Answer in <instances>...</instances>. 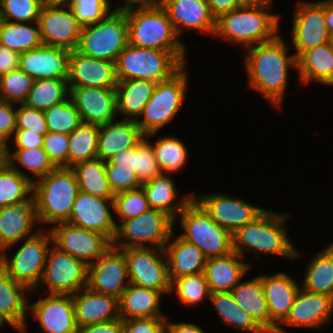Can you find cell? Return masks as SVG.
I'll return each instance as SVG.
<instances>
[{"label": "cell", "mask_w": 333, "mask_h": 333, "mask_svg": "<svg viewBox=\"0 0 333 333\" xmlns=\"http://www.w3.org/2000/svg\"><path fill=\"white\" fill-rule=\"evenodd\" d=\"M157 83L149 80H118L115 87L117 114L123 113L122 119L137 121L144 106L151 98Z\"/></svg>", "instance_id": "obj_36"}, {"label": "cell", "mask_w": 333, "mask_h": 333, "mask_svg": "<svg viewBox=\"0 0 333 333\" xmlns=\"http://www.w3.org/2000/svg\"><path fill=\"white\" fill-rule=\"evenodd\" d=\"M47 0H1L0 20L13 23L38 22L42 5Z\"/></svg>", "instance_id": "obj_50"}, {"label": "cell", "mask_w": 333, "mask_h": 333, "mask_svg": "<svg viewBox=\"0 0 333 333\" xmlns=\"http://www.w3.org/2000/svg\"><path fill=\"white\" fill-rule=\"evenodd\" d=\"M246 2H263V1H273V0H245Z\"/></svg>", "instance_id": "obj_69"}, {"label": "cell", "mask_w": 333, "mask_h": 333, "mask_svg": "<svg viewBox=\"0 0 333 333\" xmlns=\"http://www.w3.org/2000/svg\"><path fill=\"white\" fill-rule=\"evenodd\" d=\"M27 290L0 267V319L22 333H25L27 328L26 312L29 303L24 296Z\"/></svg>", "instance_id": "obj_31"}, {"label": "cell", "mask_w": 333, "mask_h": 333, "mask_svg": "<svg viewBox=\"0 0 333 333\" xmlns=\"http://www.w3.org/2000/svg\"><path fill=\"white\" fill-rule=\"evenodd\" d=\"M33 82L34 79L19 68L0 76V100L23 104Z\"/></svg>", "instance_id": "obj_49"}, {"label": "cell", "mask_w": 333, "mask_h": 333, "mask_svg": "<svg viewBox=\"0 0 333 333\" xmlns=\"http://www.w3.org/2000/svg\"><path fill=\"white\" fill-rule=\"evenodd\" d=\"M193 198L204 208L212 220L232 235L241 227L253 222L266 209L249 204L240 198L210 193Z\"/></svg>", "instance_id": "obj_17"}, {"label": "cell", "mask_w": 333, "mask_h": 333, "mask_svg": "<svg viewBox=\"0 0 333 333\" xmlns=\"http://www.w3.org/2000/svg\"><path fill=\"white\" fill-rule=\"evenodd\" d=\"M178 215L184 232L180 236L199 248L207 259L233 252L232 234L217 225L194 198Z\"/></svg>", "instance_id": "obj_7"}, {"label": "cell", "mask_w": 333, "mask_h": 333, "mask_svg": "<svg viewBox=\"0 0 333 333\" xmlns=\"http://www.w3.org/2000/svg\"><path fill=\"white\" fill-rule=\"evenodd\" d=\"M38 25L43 45L69 51L77 49L83 26L69 5L46 1L40 10Z\"/></svg>", "instance_id": "obj_14"}, {"label": "cell", "mask_w": 333, "mask_h": 333, "mask_svg": "<svg viewBox=\"0 0 333 333\" xmlns=\"http://www.w3.org/2000/svg\"><path fill=\"white\" fill-rule=\"evenodd\" d=\"M289 214L265 210L253 222L239 228L233 235V251L244 257V250L258 254L281 255L290 260L299 259L300 254L289 236L285 222Z\"/></svg>", "instance_id": "obj_3"}, {"label": "cell", "mask_w": 333, "mask_h": 333, "mask_svg": "<svg viewBox=\"0 0 333 333\" xmlns=\"http://www.w3.org/2000/svg\"><path fill=\"white\" fill-rule=\"evenodd\" d=\"M113 200L79 191L73 203L70 218L66 222L86 230L102 233L112 242L117 224L112 216L114 213Z\"/></svg>", "instance_id": "obj_19"}, {"label": "cell", "mask_w": 333, "mask_h": 333, "mask_svg": "<svg viewBox=\"0 0 333 333\" xmlns=\"http://www.w3.org/2000/svg\"><path fill=\"white\" fill-rule=\"evenodd\" d=\"M284 41L278 34L270 41L250 46L244 59L249 88L259 91L276 108L283 102L289 68L297 69L296 56L287 55Z\"/></svg>", "instance_id": "obj_1"}, {"label": "cell", "mask_w": 333, "mask_h": 333, "mask_svg": "<svg viewBox=\"0 0 333 333\" xmlns=\"http://www.w3.org/2000/svg\"><path fill=\"white\" fill-rule=\"evenodd\" d=\"M78 328L120 317L119 299L87 287L72 294Z\"/></svg>", "instance_id": "obj_27"}, {"label": "cell", "mask_w": 333, "mask_h": 333, "mask_svg": "<svg viewBox=\"0 0 333 333\" xmlns=\"http://www.w3.org/2000/svg\"><path fill=\"white\" fill-rule=\"evenodd\" d=\"M45 298L28 305L45 333H77L71 294L48 293Z\"/></svg>", "instance_id": "obj_20"}, {"label": "cell", "mask_w": 333, "mask_h": 333, "mask_svg": "<svg viewBox=\"0 0 333 333\" xmlns=\"http://www.w3.org/2000/svg\"><path fill=\"white\" fill-rule=\"evenodd\" d=\"M69 134L47 132L42 148L56 167H68Z\"/></svg>", "instance_id": "obj_54"}, {"label": "cell", "mask_w": 333, "mask_h": 333, "mask_svg": "<svg viewBox=\"0 0 333 333\" xmlns=\"http://www.w3.org/2000/svg\"><path fill=\"white\" fill-rule=\"evenodd\" d=\"M168 0H125L120 7L122 9L133 8H164Z\"/></svg>", "instance_id": "obj_64"}, {"label": "cell", "mask_w": 333, "mask_h": 333, "mask_svg": "<svg viewBox=\"0 0 333 333\" xmlns=\"http://www.w3.org/2000/svg\"><path fill=\"white\" fill-rule=\"evenodd\" d=\"M44 136L30 130L16 129L12 140L16 149H31L42 147Z\"/></svg>", "instance_id": "obj_59"}, {"label": "cell", "mask_w": 333, "mask_h": 333, "mask_svg": "<svg viewBox=\"0 0 333 333\" xmlns=\"http://www.w3.org/2000/svg\"><path fill=\"white\" fill-rule=\"evenodd\" d=\"M128 24L125 11L117 6L97 23L82 27L77 51L101 60L115 62L128 45Z\"/></svg>", "instance_id": "obj_8"}, {"label": "cell", "mask_w": 333, "mask_h": 333, "mask_svg": "<svg viewBox=\"0 0 333 333\" xmlns=\"http://www.w3.org/2000/svg\"><path fill=\"white\" fill-rule=\"evenodd\" d=\"M236 252L206 261L204 274L211 293L231 292L250 269Z\"/></svg>", "instance_id": "obj_30"}, {"label": "cell", "mask_w": 333, "mask_h": 333, "mask_svg": "<svg viewBox=\"0 0 333 333\" xmlns=\"http://www.w3.org/2000/svg\"><path fill=\"white\" fill-rule=\"evenodd\" d=\"M113 201L119 220L138 217L151 209L142 187L116 194Z\"/></svg>", "instance_id": "obj_51"}, {"label": "cell", "mask_w": 333, "mask_h": 333, "mask_svg": "<svg viewBox=\"0 0 333 333\" xmlns=\"http://www.w3.org/2000/svg\"><path fill=\"white\" fill-rule=\"evenodd\" d=\"M4 321L0 319V327L3 325Z\"/></svg>", "instance_id": "obj_70"}, {"label": "cell", "mask_w": 333, "mask_h": 333, "mask_svg": "<svg viewBox=\"0 0 333 333\" xmlns=\"http://www.w3.org/2000/svg\"><path fill=\"white\" fill-rule=\"evenodd\" d=\"M78 179L79 191L97 197L114 199L105 170V161L100 158L82 161L71 167Z\"/></svg>", "instance_id": "obj_39"}, {"label": "cell", "mask_w": 333, "mask_h": 333, "mask_svg": "<svg viewBox=\"0 0 333 333\" xmlns=\"http://www.w3.org/2000/svg\"><path fill=\"white\" fill-rule=\"evenodd\" d=\"M70 96L67 79L34 80L23 104L28 107L46 110L65 101Z\"/></svg>", "instance_id": "obj_42"}, {"label": "cell", "mask_w": 333, "mask_h": 333, "mask_svg": "<svg viewBox=\"0 0 333 333\" xmlns=\"http://www.w3.org/2000/svg\"><path fill=\"white\" fill-rule=\"evenodd\" d=\"M324 16L327 31L333 37V0H324Z\"/></svg>", "instance_id": "obj_66"}, {"label": "cell", "mask_w": 333, "mask_h": 333, "mask_svg": "<svg viewBox=\"0 0 333 333\" xmlns=\"http://www.w3.org/2000/svg\"><path fill=\"white\" fill-rule=\"evenodd\" d=\"M184 65L170 52L127 45L116 61L118 80L166 81Z\"/></svg>", "instance_id": "obj_6"}, {"label": "cell", "mask_w": 333, "mask_h": 333, "mask_svg": "<svg viewBox=\"0 0 333 333\" xmlns=\"http://www.w3.org/2000/svg\"><path fill=\"white\" fill-rule=\"evenodd\" d=\"M231 294L240 307L244 309L266 333H270V314L261 282V275L248 281L238 283L231 291Z\"/></svg>", "instance_id": "obj_37"}, {"label": "cell", "mask_w": 333, "mask_h": 333, "mask_svg": "<svg viewBox=\"0 0 333 333\" xmlns=\"http://www.w3.org/2000/svg\"><path fill=\"white\" fill-rule=\"evenodd\" d=\"M73 0H47V2L49 3H53V4H65V5H69Z\"/></svg>", "instance_id": "obj_68"}, {"label": "cell", "mask_w": 333, "mask_h": 333, "mask_svg": "<svg viewBox=\"0 0 333 333\" xmlns=\"http://www.w3.org/2000/svg\"><path fill=\"white\" fill-rule=\"evenodd\" d=\"M16 109V129H26L39 135L48 132L44 111L19 104Z\"/></svg>", "instance_id": "obj_55"}, {"label": "cell", "mask_w": 333, "mask_h": 333, "mask_svg": "<svg viewBox=\"0 0 333 333\" xmlns=\"http://www.w3.org/2000/svg\"><path fill=\"white\" fill-rule=\"evenodd\" d=\"M42 228L33 236L24 239L18 251L8 258L7 253H0V267L17 283L28 291L39 286L43 277L49 244L53 243L50 231Z\"/></svg>", "instance_id": "obj_10"}, {"label": "cell", "mask_w": 333, "mask_h": 333, "mask_svg": "<svg viewBox=\"0 0 333 333\" xmlns=\"http://www.w3.org/2000/svg\"><path fill=\"white\" fill-rule=\"evenodd\" d=\"M167 317L123 320L124 333H166Z\"/></svg>", "instance_id": "obj_57"}, {"label": "cell", "mask_w": 333, "mask_h": 333, "mask_svg": "<svg viewBox=\"0 0 333 333\" xmlns=\"http://www.w3.org/2000/svg\"><path fill=\"white\" fill-rule=\"evenodd\" d=\"M16 131V109L14 104L0 100V141L9 144Z\"/></svg>", "instance_id": "obj_58"}, {"label": "cell", "mask_w": 333, "mask_h": 333, "mask_svg": "<svg viewBox=\"0 0 333 333\" xmlns=\"http://www.w3.org/2000/svg\"><path fill=\"white\" fill-rule=\"evenodd\" d=\"M261 282L270 314V333H288L279 324L288 317L301 286L284 272L270 276L261 274Z\"/></svg>", "instance_id": "obj_23"}, {"label": "cell", "mask_w": 333, "mask_h": 333, "mask_svg": "<svg viewBox=\"0 0 333 333\" xmlns=\"http://www.w3.org/2000/svg\"><path fill=\"white\" fill-rule=\"evenodd\" d=\"M161 173V169L154 157L152 144L144 137L137 144L136 176L142 185Z\"/></svg>", "instance_id": "obj_53"}, {"label": "cell", "mask_w": 333, "mask_h": 333, "mask_svg": "<svg viewBox=\"0 0 333 333\" xmlns=\"http://www.w3.org/2000/svg\"><path fill=\"white\" fill-rule=\"evenodd\" d=\"M333 313V297L300 288L289 315L282 323L287 327L320 328L330 322Z\"/></svg>", "instance_id": "obj_26"}, {"label": "cell", "mask_w": 333, "mask_h": 333, "mask_svg": "<svg viewBox=\"0 0 333 333\" xmlns=\"http://www.w3.org/2000/svg\"><path fill=\"white\" fill-rule=\"evenodd\" d=\"M105 164L115 165V169H134L137 168V145L129 149H124L105 161Z\"/></svg>", "instance_id": "obj_60"}, {"label": "cell", "mask_w": 333, "mask_h": 333, "mask_svg": "<svg viewBox=\"0 0 333 333\" xmlns=\"http://www.w3.org/2000/svg\"><path fill=\"white\" fill-rule=\"evenodd\" d=\"M185 65L170 79L157 83L153 94L144 106L141 119L136 124L148 139L159 129L168 124L181 108L187 86V69Z\"/></svg>", "instance_id": "obj_9"}, {"label": "cell", "mask_w": 333, "mask_h": 333, "mask_svg": "<svg viewBox=\"0 0 333 333\" xmlns=\"http://www.w3.org/2000/svg\"><path fill=\"white\" fill-rule=\"evenodd\" d=\"M175 221L166 213L150 209L138 217L119 220L112 246L118 249L144 248L145 243L164 249L174 233ZM125 241H122V239ZM150 242V243H149Z\"/></svg>", "instance_id": "obj_11"}, {"label": "cell", "mask_w": 333, "mask_h": 333, "mask_svg": "<svg viewBox=\"0 0 333 333\" xmlns=\"http://www.w3.org/2000/svg\"><path fill=\"white\" fill-rule=\"evenodd\" d=\"M48 132L70 134L83 122L70 96L63 102L44 110Z\"/></svg>", "instance_id": "obj_48"}, {"label": "cell", "mask_w": 333, "mask_h": 333, "mask_svg": "<svg viewBox=\"0 0 333 333\" xmlns=\"http://www.w3.org/2000/svg\"><path fill=\"white\" fill-rule=\"evenodd\" d=\"M166 333H205L201 327L194 323H171L166 319Z\"/></svg>", "instance_id": "obj_65"}, {"label": "cell", "mask_w": 333, "mask_h": 333, "mask_svg": "<svg viewBox=\"0 0 333 333\" xmlns=\"http://www.w3.org/2000/svg\"><path fill=\"white\" fill-rule=\"evenodd\" d=\"M162 294L154 289L129 284L119 299V315L123 320L166 317L160 309Z\"/></svg>", "instance_id": "obj_34"}, {"label": "cell", "mask_w": 333, "mask_h": 333, "mask_svg": "<svg viewBox=\"0 0 333 333\" xmlns=\"http://www.w3.org/2000/svg\"><path fill=\"white\" fill-rule=\"evenodd\" d=\"M306 267L301 288L333 297V243L316 254Z\"/></svg>", "instance_id": "obj_38"}, {"label": "cell", "mask_w": 333, "mask_h": 333, "mask_svg": "<svg viewBox=\"0 0 333 333\" xmlns=\"http://www.w3.org/2000/svg\"><path fill=\"white\" fill-rule=\"evenodd\" d=\"M210 6L213 16L217 19L221 15L241 7L246 3L245 0H206Z\"/></svg>", "instance_id": "obj_63"}, {"label": "cell", "mask_w": 333, "mask_h": 333, "mask_svg": "<svg viewBox=\"0 0 333 333\" xmlns=\"http://www.w3.org/2000/svg\"><path fill=\"white\" fill-rule=\"evenodd\" d=\"M152 147L162 173L175 174L188 162L185 143L174 136L160 137Z\"/></svg>", "instance_id": "obj_46"}, {"label": "cell", "mask_w": 333, "mask_h": 333, "mask_svg": "<svg viewBox=\"0 0 333 333\" xmlns=\"http://www.w3.org/2000/svg\"><path fill=\"white\" fill-rule=\"evenodd\" d=\"M87 275L88 266L83 261L51 246L39 285L48 287L45 293L72 295L87 287Z\"/></svg>", "instance_id": "obj_13"}, {"label": "cell", "mask_w": 333, "mask_h": 333, "mask_svg": "<svg viewBox=\"0 0 333 333\" xmlns=\"http://www.w3.org/2000/svg\"><path fill=\"white\" fill-rule=\"evenodd\" d=\"M272 2H246L221 15L216 19L214 36L247 48L274 39L281 16L271 14Z\"/></svg>", "instance_id": "obj_2"}, {"label": "cell", "mask_w": 333, "mask_h": 333, "mask_svg": "<svg viewBox=\"0 0 333 333\" xmlns=\"http://www.w3.org/2000/svg\"><path fill=\"white\" fill-rule=\"evenodd\" d=\"M173 236L174 234L172 233L164 247L170 280L203 273L207 261L203 252L180 235L171 241L170 239Z\"/></svg>", "instance_id": "obj_32"}, {"label": "cell", "mask_w": 333, "mask_h": 333, "mask_svg": "<svg viewBox=\"0 0 333 333\" xmlns=\"http://www.w3.org/2000/svg\"><path fill=\"white\" fill-rule=\"evenodd\" d=\"M127 260L129 283L169 294L171 280L164 249L156 247L121 249Z\"/></svg>", "instance_id": "obj_12"}, {"label": "cell", "mask_w": 333, "mask_h": 333, "mask_svg": "<svg viewBox=\"0 0 333 333\" xmlns=\"http://www.w3.org/2000/svg\"><path fill=\"white\" fill-rule=\"evenodd\" d=\"M68 87L115 88L118 84L116 63L71 51Z\"/></svg>", "instance_id": "obj_22"}, {"label": "cell", "mask_w": 333, "mask_h": 333, "mask_svg": "<svg viewBox=\"0 0 333 333\" xmlns=\"http://www.w3.org/2000/svg\"><path fill=\"white\" fill-rule=\"evenodd\" d=\"M99 126L82 123L69 134L68 167L98 158Z\"/></svg>", "instance_id": "obj_43"}, {"label": "cell", "mask_w": 333, "mask_h": 333, "mask_svg": "<svg viewBox=\"0 0 333 333\" xmlns=\"http://www.w3.org/2000/svg\"><path fill=\"white\" fill-rule=\"evenodd\" d=\"M78 192V179L71 167H56L33 182L38 222L41 225L66 222Z\"/></svg>", "instance_id": "obj_5"}, {"label": "cell", "mask_w": 333, "mask_h": 333, "mask_svg": "<svg viewBox=\"0 0 333 333\" xmlns=\"http://www.w3.org/2000/svg\"><path fill=\"white\" fill-rule=\"evenodd\" d=\"M7 163V144L0 141V169Z\"/></svg>", "instance_id": "obj_67"}, {"label": "cell", "mask_w": 333, "mask_h": 333, "mask_svg": "<svg viewBox=\"0 0 333 333\" xmlns=\"http://www.w3.org/2000/svg\"><path fill=\"white\" fill-rule=\"evenodd\" d=\"M77 333H124L123 319L119 317L112 321L79 327Z\"/></svg>", "instance_id": "obj_61"}, {"label": "cell", "mask_w": 333, "mask_h": 333, "mask_svg": "<svg viewBox=\"0 0 333 333\" xmlns=\"http://www.w3.org/2000/svg\"><path fill=\"white\" fill-rule=\"evenodd\" d=\"M69 50L41 45L20 53L19 69L34 80L68 79Z\"/></svg>", "instance_id": "obj_25"}, {"label": "cell", "mask_w": 333, "mask_h": 333, "mask_svg": "<svg viewBox=\"0 0 333 333\" xmlns=\"http://www.w3.org/2000/svg\"><path fill=\"white\" fill-rule=\"evenodd\" d=\"M20 53L0 45V76L19 67Z\"/></svg>", "instance_id": "obj_62"}, {"label": "cell", "mask_w": 333, "mask_h": 333, "mask_svg": "<svg viewBox=\"0 0 333 333\" xmlns=\"http://www.w3.org/2000/svg\"><path fill=\"white\" fill-rule=\"evenodd\" d=\"M173 291L177 294L178 301L186 306H195L211 295L204 272L173 279L170 292Z\"/></svg>", "instance_id": "obj_47"}, {"label": "cell", "mask_w": 333, "mask_h": 333, "mask_svg": "<svg viewBox=\"0 0 333 333\" xmlns=\"http://www.w3.org/2000/svg\"><path fill=\"white\" fill-rule=\"evenodd\" d=\"M33 193V182L8 163L0 169V207L11 206Z\"/></svg>", "instance_id": "obj_45"}, {"label": "cell", "mask_w": 333, "mask_h": 333, "mask_svg": "<svg viewBox=\"0 0 333 333\" xmlns=\"http://www.w3.org/2000/svg\"><path fill=\"white\" fill-rule=\"evenodd\" d=\"M110 0H73L69 6L82 26L103 20L110 14Z\"/></svg>", "instance_id": "obj_52"}, {"label": "cell", "mask_w": 333, "mask_h": 333, "mask_svg": "<svg viewBox=\"0 0 333 333\" xmlns=\"http://www.w3.org/2000/svg\"><path fill=\"white\" fill-rule=\"evenodd\" d=\"M0 45L18 53L40 47L42 40L38 22L13 23L0 20Z\"/></svg>", "instance_id": "obj_41"}, {"label": "cell", "mask_w": 333, "mask_h": 333, "mask_svg": "<svg viewBox=\"0 0 333 333\" xmlns=\"http://www.w3.org/2000/svg\"><path fill=\"white\" fill-rule=\"evenodd\" d=\"M208 300L212 303L218 316L221 318V322L225 325L249 333H266L256 321L240 307L231 292L211 293Z\"/></svg>", "instance_id": "obj_40"}, {"label": "cell", "mask_w": 333, "mask_h": 333, "mask_svg": "<svg viewBox=\"0 0 333 333\" xmlns=\"http://www.w3.org/2000/svg\"><path fill=\"white\" fill-rule=\"evenodd\" d=\"M292 44L296 49L293 53L298 59L304 52L332 41L327 31L324 16V1L296 4L293 14Z\"/></svg>", "instance_id": "obj_16"}, {"label": "cell", "mask_w": 333, "mask_h": 333, "mask_svg": "<svg viewBox=\"0 0 333 333\" xmlns=\"http://www.w3.org/2000/svg\"><path fill=\"white\" fill-rule=\"evenodd\" d=\"M164 9L178 36L183 28L199 30L210 36L215 33L216 18L206 0H168Z\"/></svg>", "instance_id": "obj_28"}, {"label": "cell", "mask_w": 333, "mask_h": 333, "mask_svg": "<svg viewBox=\"0 0 333 333\" xmlns=\"http://www.w3.org/2000/svg\"><path fill=\"white\" fill-rule=\"evenodd\" d=\"M83 123L101 126L117 116L115 88L69 87Z\"/></svg>", "instance_id": "obj_24"}, {"label": "cell", "mask_w": 333, "mask_h": 333, "mask_svg": "<svg viewBox=\"0 0 333 333\" xmlns=\"http://www.w3.org/2000/svg\"><path fill=\"white\" fill-rule=\"evenodd\" d=\"M127 260L121 249L111 246L88 266L87 288L120 299L129 285Z\"/></svg>", "instance_id": "obj_18"}, {"label": "cell", "mask_w": 333, "mask_h": 333, "mask_svg": "<svg viewBox=\"0 0 333 333\" xmlns=\"http://www.w3.org/2000/svg\"><path fill=\"white\" fill-rule=\"evenodd\" d=\"M144 137L136 121H110L99 126L97 156L107 161L119 151L136 146Z\"/></svg>", "instance_id": "obj_29"}, {"label": "cell", "mask_w": 333, "mask_h": 333, "mask_svg": "<svg viewBox=\"0 0 333 333\" xmlns=\"http://www.w3.org/2000/svg\"><path fill=\"white\" fill-rule=\"evenodd\" d=\"M35 223L39 222L34 193L14 205L0 207V252H6L18 241L35 235L39 231L32 233Z\"/></svg>", "instance_id": "obj_21"}, {"label": "cell", "mask_w": 333, "mask_h": 333, "mask_svg": "<svg viewBox=\"0 0 333 333\" xmlns=\"http://www.w3.org/2000/svg\"><path fill=\"white\" fill-rule=\"evenodd\" d=\"M9 147L10 146L7 145V163L15 170H19L23 176L27 177L32 182L45 177L49 172L56 168L42 147L16 149L14 152H11ZM17 163L31 172L34 177L25 174L23 170L21 171L22 168L17 166Z\"/></svg>", "instance_id": "obj_44"}, {"label": "cell", "mask_w": 333, "mask_h": 333, "mask_svg": "<svg viewBox=\"0 0 333 333\" xmlns=\"http://www.w3.org/2000/svg\"><path fill=\"white\" fill-rule=\"evenodd\" d=\"M105 170L114 195L141 187L134 169H115V165L105 164Z\"/></svg>", "instance_id": "obj_56"}, {"label": "cell", "mask_w": 333, "mask_h": 333, "mask_svg": "<svg viewBox=\"0 0 333 333\" xmlns=\"http://www.w3.org/2000/svg\"><path fill=\"white\" fill-rule=\"evenodd\" d=\"M128 24V44L142 48L170 51L183 65L186 47L164 8L123 9Z\"/></svg>", "instance_id": "obj_4"}, {"label": "cell", "mask_w": 333, "mask_h": 333, "mask_svg": "<svg viewBox=\"0 0 333 333\" xmlns=\"http://www.w3.org/2000/svg\"><path fill=\"white\" fill-rule=\"evenodd\" d=\"M151 209L168 214L175 222L178 214L193 198L192 195L181 196L177 201V190L174 180L167 173H161L141 185ZM176 202V203H175Z\"/></svg>", "instance_id": "obj_33"}, {"label": "cell", "mask_w": 333, "mask_h": 333, "mask_svg": "<svg viewBox=\"0 0 333 333\" xmlns=\"http://www.w3.org/2000/svg\"><path fill=\"white\" fill-rule=\"evenodd\" d=\"M49 229L53 245L83 261L87 266L97 261L112 242L102 233L86 230L68 222H59Z\"/></svg>", "instance_id": "obj_15"}, {"label": "cell", "mask_w": 333, "mask_h": 333, "mask_svg": "<svg viewBox=\"0 0 333 333\" xmlns=\"http://www.w3.org/2000/svg\"><path fill=\"white\" fill-rule=\"evenodd\" d=\"M300 82L333 85V40L304 52L297 59Z\"/></svg>", "instance_id": "obj_35"}]
</instances>
